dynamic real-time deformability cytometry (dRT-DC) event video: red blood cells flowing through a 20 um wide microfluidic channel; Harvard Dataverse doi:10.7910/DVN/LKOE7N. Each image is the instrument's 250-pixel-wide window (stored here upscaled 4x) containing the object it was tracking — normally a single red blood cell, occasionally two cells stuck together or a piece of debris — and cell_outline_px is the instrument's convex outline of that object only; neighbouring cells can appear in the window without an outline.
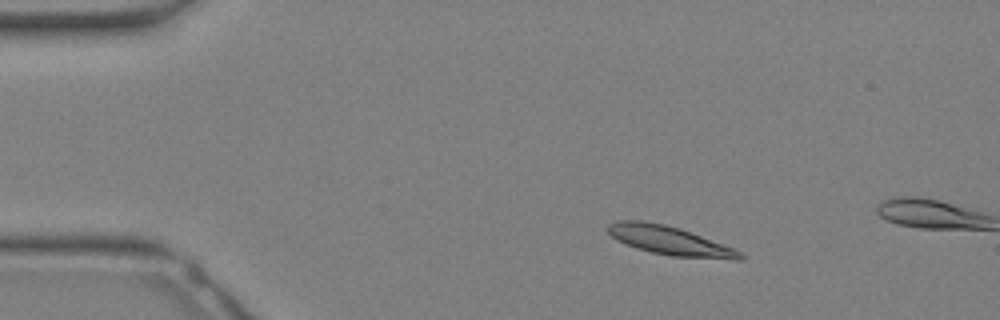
{"species": "Egyptian fruit bat (a non-hibernating species)", "species_latin": "Rousettus aegyptiacus", "temperature_condition": "warm", "stored_images_in_passage": 4, "camera_frame_rate_fps": 3000, "um_per_image_px": 0.085, "animal": {"sex": "female"}, "frame": {"image": 1, "passage_image": 1, "time_ms": 0.0, "image_size_px": [1000, 320], "cell_outline_px": [[744, 260], [736, 260], [672, 256], [652, 252], [636, 248], [616, 240], [608, 232], [608, 224], [616, 220], [644, 220], [664, 224], [680, 228], [736, 248], [744, 256]], "centroid_in_image_um": [56.96, 20.45], "position_along_channel_um": 28.0, "area_um2": 22.43}}